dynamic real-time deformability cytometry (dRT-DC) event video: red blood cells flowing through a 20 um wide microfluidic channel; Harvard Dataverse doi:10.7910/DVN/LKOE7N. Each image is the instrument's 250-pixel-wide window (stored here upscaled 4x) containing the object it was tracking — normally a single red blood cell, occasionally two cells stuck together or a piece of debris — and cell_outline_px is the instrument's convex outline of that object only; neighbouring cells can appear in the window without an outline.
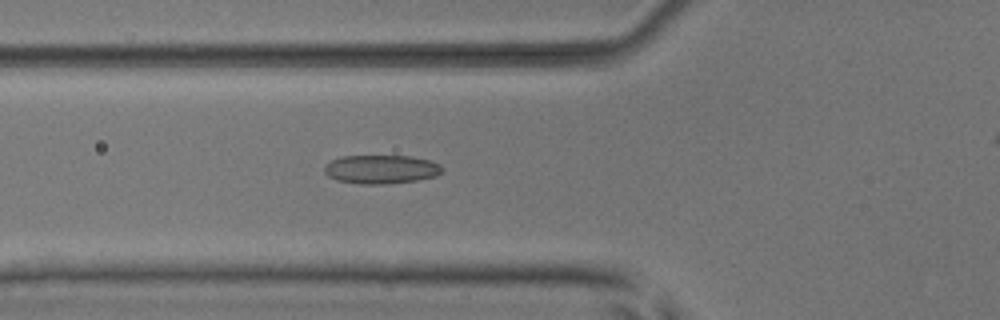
{"species": "common noctule bat (a hibernating species)", "species_latin": "Nyctalus noctula", "temperature_condition": "room temperature", "stored_images_in_passage": 48, "camera_frame_rate_fps": 3000, "um_per_image_px": 0.085, "animal": {"sex": "male", "body_mass_g": 17.9, "forearm_length_mm": 54.2}, "frame": {"image": 1, "passage_image": 20, "time_ms": 6.333, "image_size_px": [1000, 320], "cell_outline_px": [[444, 172], [436, 176], [416, 180], [388, 184], [360, 184], [336, 180], [328, 176], [324, 172], [324, 164], [332, 160], [344, 156], [412, 156], [428, 160], [440, 164], [444, 168]], "centroid_in_image_um": [32.41, 14.39], "position_along_channel_um": 93.4, "area_um2": 19.88}}
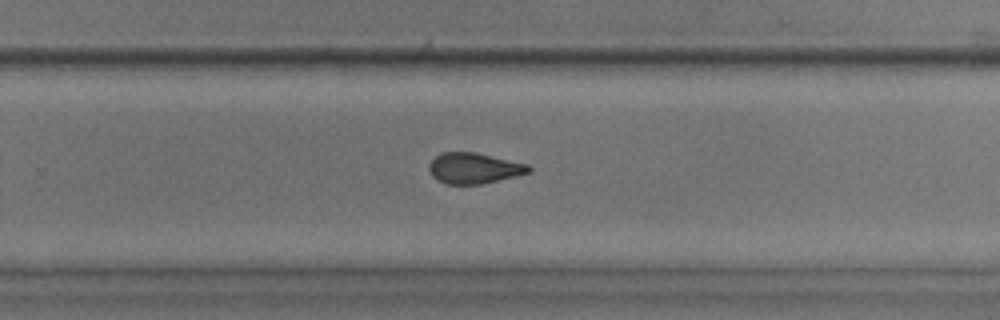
{"frame": {"image": 2, "passage_image": 35, "time_ms": 11.333, "image_size_px": [1000, 320], "cell_outline_px": [[532, 172], [516, 176], [480, 184], [444, 184], [436, 180], [432, 176], [428, 168], [428, 164], [440, 152], [476, 152], [528, 164], [532, 168]], "centroid_in_image_um": [40.28, 14.29], "position_along_channel_um": 289.5, "area_um2": 18.03}}
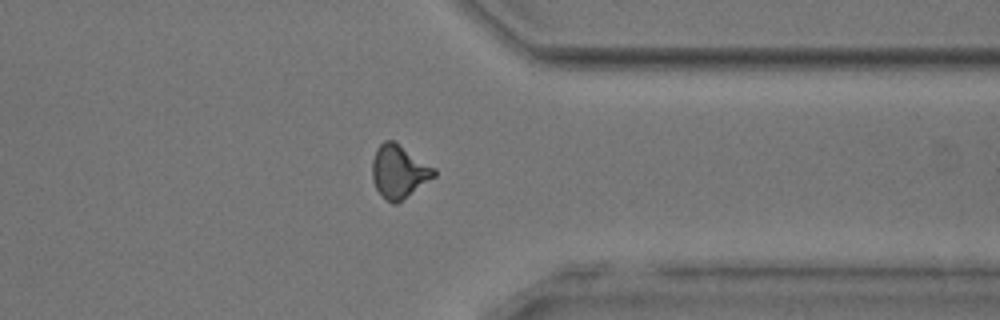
{"frame": {"image": 3, "passage_image": 42, "time_ms": 13.667, "image_size_px": [1000, 320], "cell_outline_px": [[436, 176], [396, 204], [392, 204], [376, 188], [372, 180], [372, 160], [376, 148], [384, 140], [392, 140], [436, 168]], "centroid_in_image_um": [33.91, 14.57], "position_along_channel_um": 377.5, "area_um2": 18.96}}